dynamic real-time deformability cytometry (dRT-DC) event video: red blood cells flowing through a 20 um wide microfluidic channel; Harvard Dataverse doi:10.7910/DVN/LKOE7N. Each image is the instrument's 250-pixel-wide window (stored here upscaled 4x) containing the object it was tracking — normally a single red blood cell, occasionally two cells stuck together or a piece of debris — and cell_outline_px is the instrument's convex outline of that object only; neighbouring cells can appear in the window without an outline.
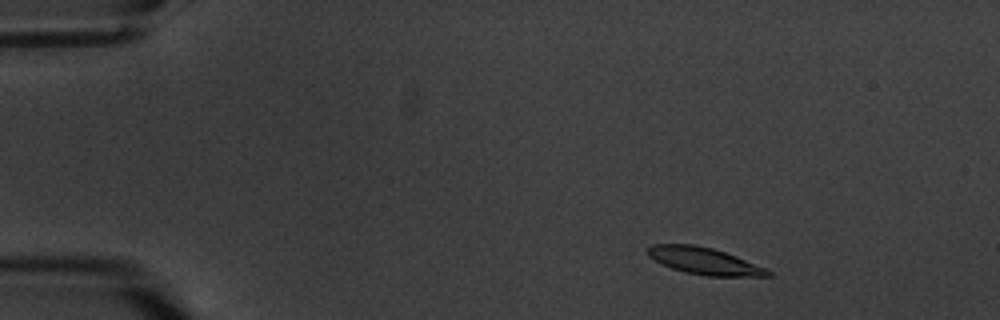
{"species": "common noctule bat (a hibernating species)", "species_latin": "Nyctalus noctula", "temperature_condition": "warm", "stored_images_in_passage": 6, "camera_frame_rate_fps": 3000, "um_per_image_px": 0.085, "animal": {"sex": "male", "body_mass_g": 20.1, "forearm_length_mm": 53.5}, "frame": {"image": 1, "passage_image": 2, "time_ms": 1.0, "image_size_px": [1000, 320], "cell_outline_px": [[772, 276], [708, 276], [684, 272], [672, 268], [648, 256], [648, 248], [652, 244], [696, 244], [712, 248], [736, 256], [768, 268], [772, 272]], "centroid_in_image_um": [59.91, 22.18], "position_along_channel_um": 25.1, "area_um2": 18.79}}
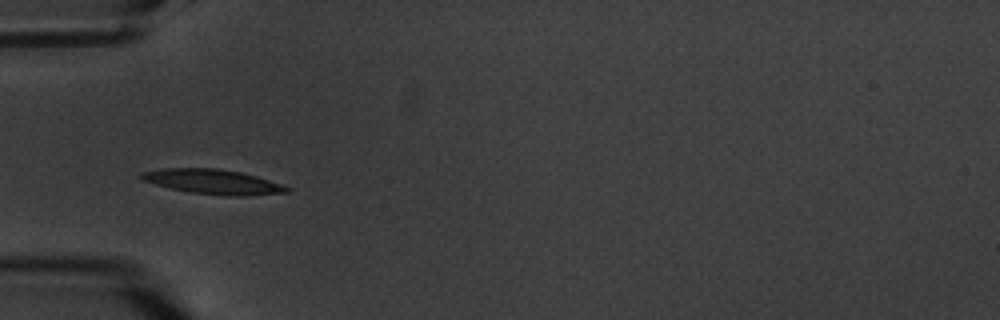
{"frame": {"image": 2, "passage_image": 5, "time_ms": 4.667, "image_size_px": [1000, 320], "cell_outline_px": [[292, 188], [288, 192], [248, 196], [224, 196], [188, 192], [168, 188], [144, 180], [136, 176], [140, 172], [164, 168], [220, 168], [240, 172], [256, 176], [284, 184]], "centroid_in_image_um": [18.12, 15.45], "position_along_channel_um": 66.9, "area_um2": 21.33}}